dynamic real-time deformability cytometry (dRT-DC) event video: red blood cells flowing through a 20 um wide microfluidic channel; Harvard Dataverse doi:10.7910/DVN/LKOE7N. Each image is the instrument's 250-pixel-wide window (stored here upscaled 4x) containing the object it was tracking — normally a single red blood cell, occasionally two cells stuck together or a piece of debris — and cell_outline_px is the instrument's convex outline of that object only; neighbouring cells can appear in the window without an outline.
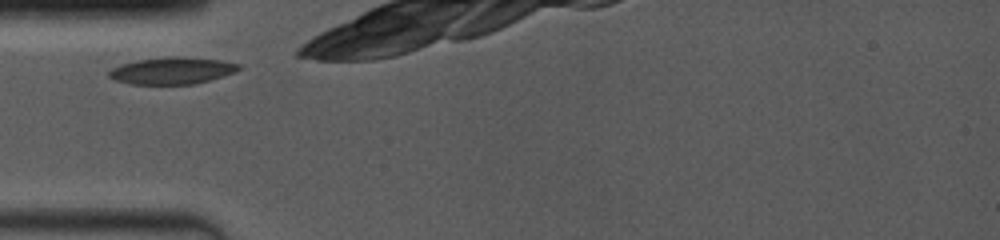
{"species": "common noctule bat (a hibernating species)", "species_latin": "Nyctalus noctula", "temperature_condition": "room temperature", "stored_images_in_passage": 40, "camera_frame_rate_fps": 4000, "um_per_image_px": 0.085, "animal": {"sex": "female", "body_mass_g": 19.0, "forearm_length_mm": 53.3}, "frame": {"image": 1, "passage_image": 1, "time_ms": 0.0, "image_size_px": [1000, 240], "cell_outline_px": [[240, 68], [236, 72], [208, 80], [192, 84], [128, 84], [116, 80], [108, 76], [108, 72], [112, 68], [120, 64], [136, 60], [172, 56], [184, 56], [220, 60], [240, 64]], "centroid_in_image_um": [14.6, 6.0], "position_along_channel_um": 70.4, "area_um2": 20.35}}
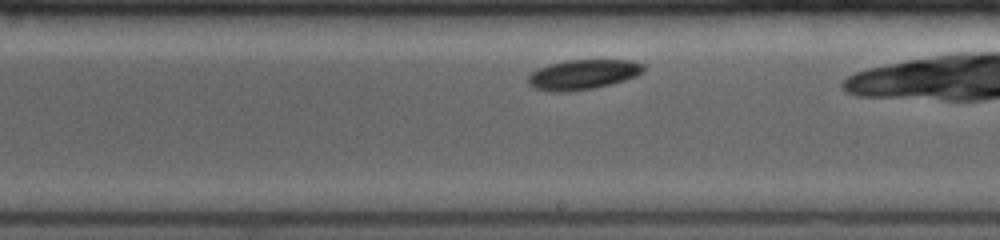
{"frame": {"image": 2, "passage_image": 21, "time_ms": 4.5, "image_size_px": [1000, 240], "cell_outline_px": [[644, 72], [636, 76], [624, 80], [592, 88], [572, 92], [552, 92], [536, 88], [528, 84], [528, 76], [536, 68], [548, 64], [564, 60], [632, 60], [644, 64]], "centroid_in_image_um": [49.53, 6.32], "position_along_channel_um": 239.5, "area_um2": 20.23}}
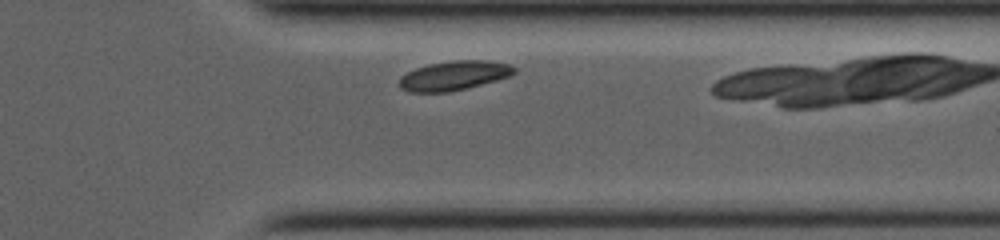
{"frame": {"image": 3, "passage_image": 36, "time_ms": 8.0, "image_size_px": [1000, 240], "cell_outline_px": [[516, 72], [512, 76], [448, 92], [408, 92], [400, 88], [396, 84], [400, 76], [416, 68], [428, 64], [452, 60], [488, 60], [508, 64], [516, 68]], "centroid_in_image_um": [38.55, 6.42], "position_along_channel_um": 372.8, "area_um2": 19.77}}